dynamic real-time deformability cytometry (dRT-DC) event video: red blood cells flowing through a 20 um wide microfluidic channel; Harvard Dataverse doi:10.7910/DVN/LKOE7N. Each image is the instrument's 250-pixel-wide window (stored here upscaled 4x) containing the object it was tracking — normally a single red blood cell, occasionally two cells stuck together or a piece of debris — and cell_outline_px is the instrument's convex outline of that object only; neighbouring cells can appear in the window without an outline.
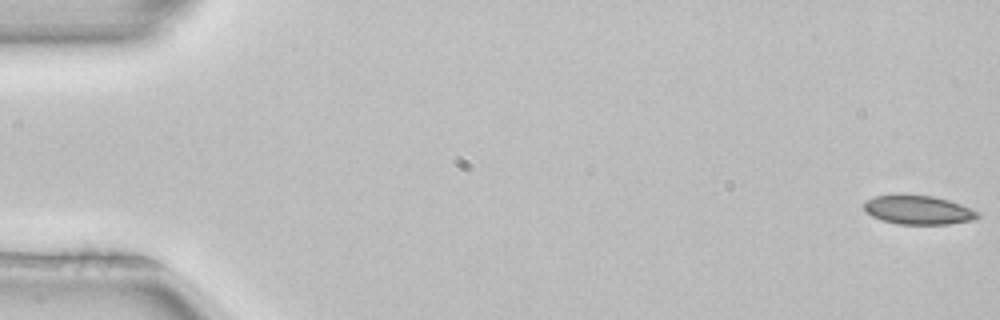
{"species": "common noctule bat (a hibernating species)", "species_latin": "Nyctalus noctula", "temperature_condition": "room temperature", "stored_images_in_passage": 52, "camera_frame_rate_fps": 3000, "um_per_image_px": 0.085, "animal": {"sex": "female", "body_mass_g": 22.7, "forearm_length_mm": 54.2}, "frame": {"image": 1, "passage_image": 1, "time_ms": 0.0, "image_size_px": [1000, 320], "cell_outline_px": [[980, 216], [972, 220], [948, 224], [896, 224], [872, 216], [864, 212], [864, 200], [876, 196], [900, 192], [904, 192], [932, 196], [948, 200], [960, 204], [980, 212]], "centroid_in_image_um": [78.0, 17.81], "position_along_channel_um": 7.0, "area_um2": 19.71}}
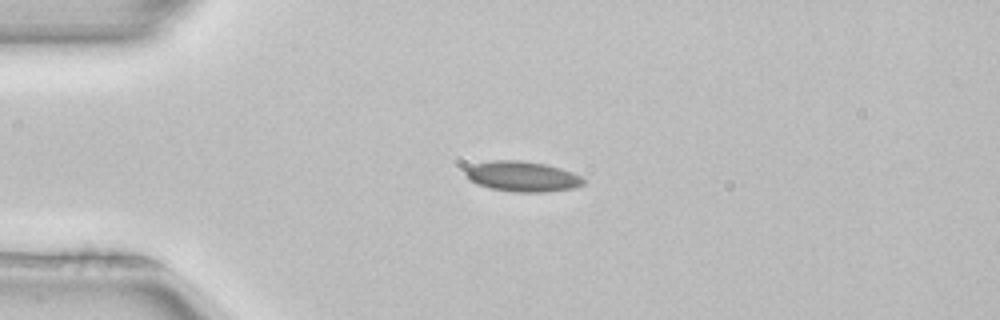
{"frame": {"image": 2, "passage_image": 13, "time_ms": 4.0, "image_size_px": [1000, 320], "cell_outline_px": [[584, 184], [572, 188], [544, 192], [516, 192], [492, 188], [480, 184], [464, 176], [464, 168], [472, 164], [492, 160], [520, 160], [544, 164], [560, 168], [572, 172], [580, 176], [584, 180]], "centroid_in_image_um": [44.36, 14.98], "position_along_channel_um": 40.6, "area_um2": 20.69}}
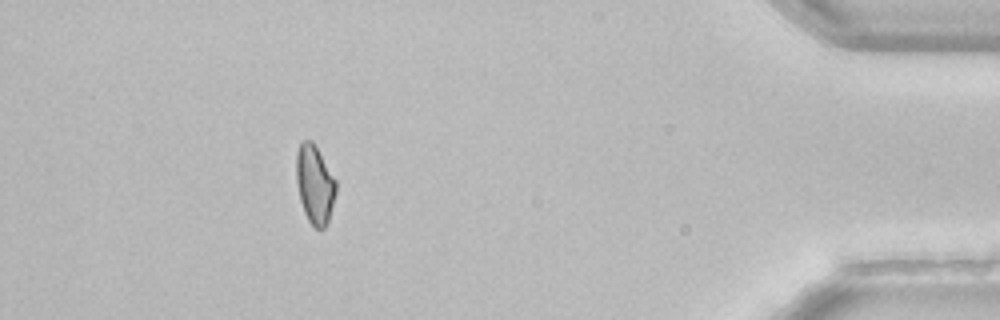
{"frame": {"image": 3, "passage_image": 47, "time_ms": 15.333, "image_size_px": [1000, 320], "cell_outline_px": [[336, 192], [328, 220], [324, 228], [316, 228], [308, 220], [304, 212], [300, 200], [296, 184], [296, 152], [300, 144], [304, 140], [312, 140], [336, 180]], "centroid_in_image_um": [26.74, 15.65], "position_along_channel_um": 408.5, "area_um2": 18.03}}